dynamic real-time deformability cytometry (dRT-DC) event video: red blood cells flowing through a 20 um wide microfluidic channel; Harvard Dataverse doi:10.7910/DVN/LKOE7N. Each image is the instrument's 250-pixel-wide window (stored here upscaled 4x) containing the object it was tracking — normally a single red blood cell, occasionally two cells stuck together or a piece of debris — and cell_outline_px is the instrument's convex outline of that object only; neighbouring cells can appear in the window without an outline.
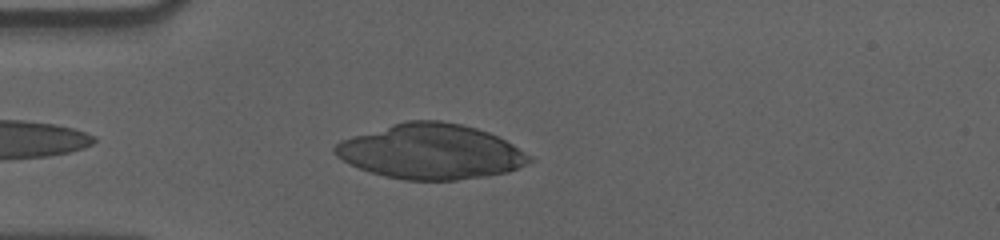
{"species": "human", "species_latin": "Homo sapiens", "temperature_condition": "cold", "stored_images_in_passage": 41, "camera_frame_rate_fps": 3000, "um_per_image_px": 0.085, "donor": {"sex": "male"}, "frame": {"image": 1, "passage_image": 4, "time_ms": 1.0, "image_size_px": [1000, 240], "cell_outline_px": [[536, 160], [508, 172], [484, 176], [456, 180], [404, 180], [384, 176], [348, 164], [336, 156], [332, 152], [332, 148], [340, 140], [352, 136], [404, 120], [440, 120], [460, 124], [476, 128], [500, 136], [532, 156]], "centroid_in_image_um": [36.63, 12.88], "position_along_channel_um": 48.4, "area_um2": 62.66}}